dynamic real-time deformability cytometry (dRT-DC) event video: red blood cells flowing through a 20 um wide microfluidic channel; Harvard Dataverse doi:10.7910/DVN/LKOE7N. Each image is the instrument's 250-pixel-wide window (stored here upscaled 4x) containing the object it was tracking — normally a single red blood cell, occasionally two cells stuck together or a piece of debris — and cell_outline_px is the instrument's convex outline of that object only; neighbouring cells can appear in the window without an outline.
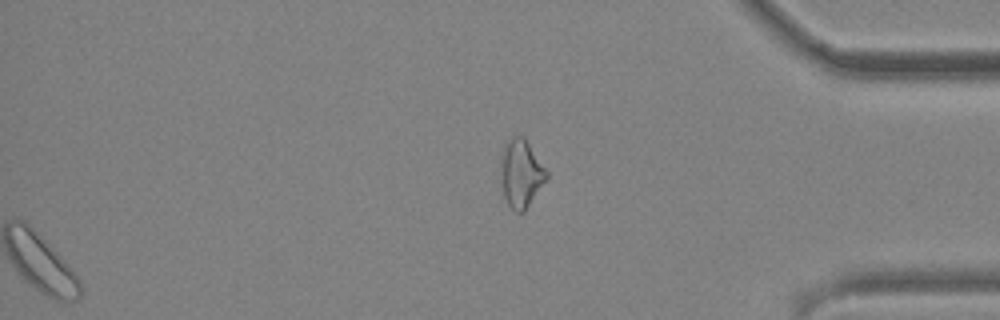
{"species": "common noctule bat (a hibernating species)", "species_latin": "Nyctalus noctula", "temperature_condition": "cold", "stored_images_in_passage": 45, "segment_of_instrument_passage": [2, 2], "camera_frame_rate_fps": 3000, "um_per_image_px": 0.085, "animal": {"sex": "male", "body_mass_g": 19.2, "forearm_length_mm": 51.8}, "frame": {"image": 1, "passage_image": 45, "time_ms": 14.667, "image_size_px": [1000, 320], "cell_outline_px": [[548, 176], [524, 212], [516, 212], [508, 204], [504, 196], [500, 180], [500, 156], [504, 144], [512, 136], [524, 136], [548, 172]], "centroid_in_image_um": [44.25, 14.71], "position_along_channel_um": 390.9, "area_um2": 18.21}}